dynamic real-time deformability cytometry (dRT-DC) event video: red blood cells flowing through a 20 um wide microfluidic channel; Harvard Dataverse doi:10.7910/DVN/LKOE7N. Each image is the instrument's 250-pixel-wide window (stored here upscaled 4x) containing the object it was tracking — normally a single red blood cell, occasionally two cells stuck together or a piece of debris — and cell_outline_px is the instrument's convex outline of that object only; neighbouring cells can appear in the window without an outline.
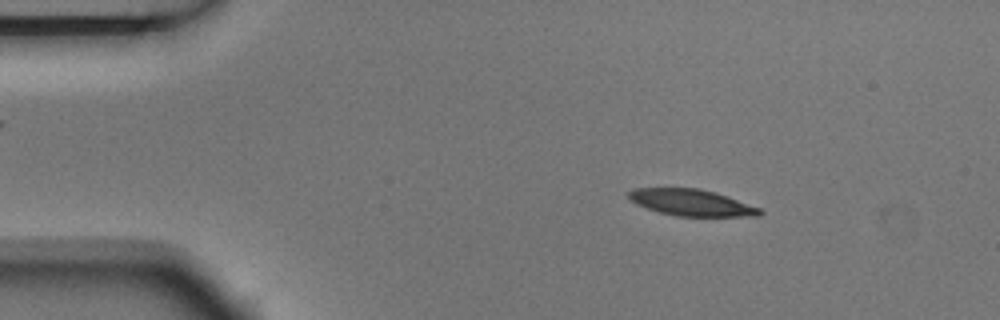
{"species": "Egyptian fruit bat (a non-hibernating species)", "species_latin": "Rousettus aegyptiacus", "temperature_condition": "room temperature", "stored_images_in_passage": 3, "camera_frame_rate_fps": 3000, "um_per_image_px": 0.085, "animal": {"sex": "male"}, "frame": {"image": 1, "passage_image": 1, "time_ms": 0.0, "image_size_px": [1000, 320], "cell_outline_px": [[764, 212], [760, 216], [676, 216], [660, 212], [636, 204], [628, 196], [628, 192], [632, 188], [700, 188], [716, 192], [760, 208]], "centroid_in_image_um": [58.79, 17.21], "position_along_channel_um": 26.2, "area_um2": 20.17}}